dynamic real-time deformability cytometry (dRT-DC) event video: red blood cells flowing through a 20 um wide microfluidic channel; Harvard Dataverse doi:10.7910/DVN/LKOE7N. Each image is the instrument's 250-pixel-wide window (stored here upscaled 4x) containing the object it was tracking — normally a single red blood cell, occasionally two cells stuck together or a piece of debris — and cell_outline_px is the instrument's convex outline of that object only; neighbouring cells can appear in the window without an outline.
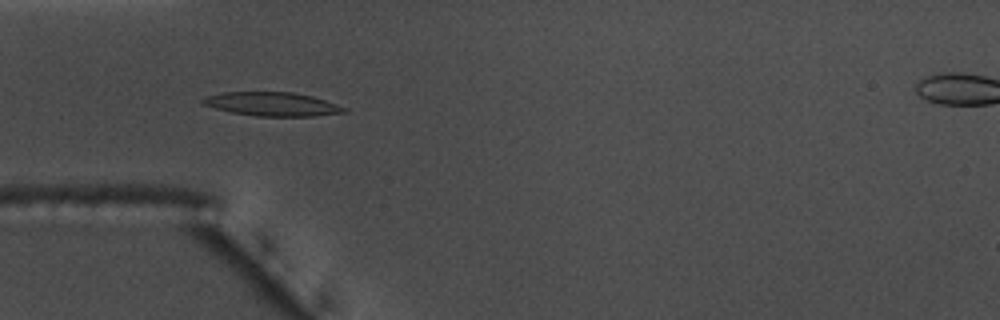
{"species": "common noctule bat (a hibernating species)", "species_latin": "Nyctalus noctula", "temperature_condition": "warm", "stored_images_in_passage": 57, "camera_frame_rate_fps": 3000, "um_per_image_px": 0.085, "animal": {"sex": "male", "body_mass_g": 17.5, "forearm_length_mm": 52.3}, "frame": {"image": 1, "passage_image": 18, "time_ms": 5.667, "image_size_px": [1000, 320], "cell_outline_px": [[348, 112], [312, 116], [256, 116], [232, 112], [216, 108], [204, 104], [200, 100], [204, 96], [224, 92], [292, 92], [312, 96], [348, 108]], "centroid_in_image_um": [23.14, 8.84], "position_along_channel_um": 61.9, "area_um2": 19.48}}
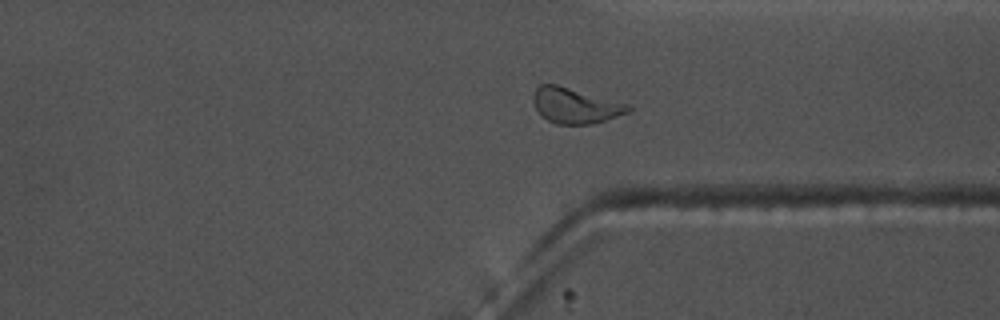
{"frame": {"image": 2, "passage_image": 43, "time_ms": 14.0, "image_size_px": [1000, 320], "cell_outline_px": [[632, 108], [628, 112], [604, 120], [588, 124], [556, 124], [540, 116], [532, 100], [532, 96], [536, 88], [540, 84], [556, 84], [632, 104]], "centroid_in_image_um": [48.89, 8.96], "position_along_channel_um": 362.5, "area_um2": 19.71}}
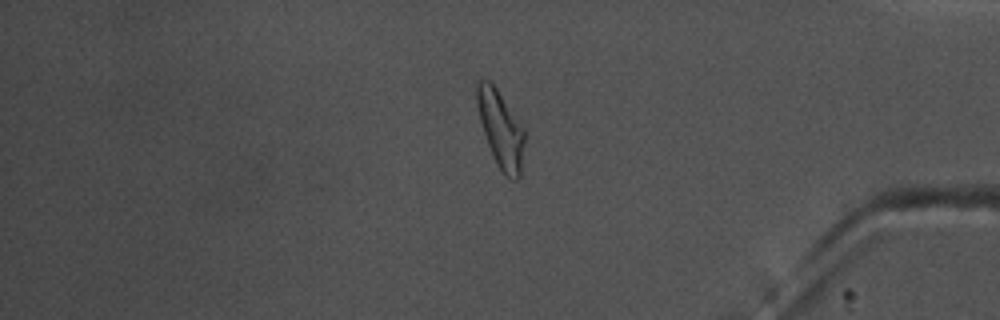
{"frame": {"image": 3, "passage_image": 48, "time_ms": 15.667, "image_size_px": [1000, 320], "cell_outline_px": [[524, 140], [520, 176], [516, 180], [512, 180], [504, 176], [500, 172], [496, 164], [488, 144], [480, 120], [476, 104], [476, 80], [488, 80], [496, 88], [524, 128]], "centroid_in_image_um": [42.55, 11.01], "position_along_channel_um": 392.7, "area_um2": 21.21}, "authors_computed_cell_mechanics": {"area_um2": 19.2474, "velocity_mm_per_s": 3.6298, "shape_relaxation_time_tau1_ms": 6.7562, "shape_relaxation_time_tau2_ms": 3.4213, "deformation_change_tau1": 0.2099, "deformation_change_tau2": 0.1121}}